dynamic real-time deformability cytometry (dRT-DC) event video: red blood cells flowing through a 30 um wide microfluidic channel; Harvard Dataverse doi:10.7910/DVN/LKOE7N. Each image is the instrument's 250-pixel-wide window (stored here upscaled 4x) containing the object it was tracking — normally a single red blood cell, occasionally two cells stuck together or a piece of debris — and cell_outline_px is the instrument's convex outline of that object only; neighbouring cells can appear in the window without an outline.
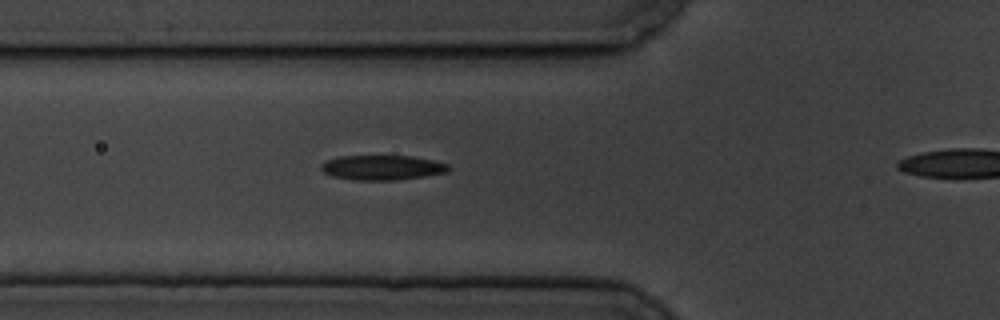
{"species": "common noctule bat (a hibernating species)", "species_latin": "Nyctalus noctula", "temperature_condition": "cold", "stored_images_in_passage": 5, "segment_of_instrument_passage": [1, 2], "camera_frame_rate_fps": 3000, "um_per_image_px": 0.085, "animal": {"sex": "male", "body_mass_g": 19.5, "forearm_length_mm": 54.6}, "frame": {"image": 1, "passage_image": 4, "time_ms": 3.333, "image_size_px": [1000, 320], "cell_outline_px": [[452, 168], [448, 172], [424, 176], [396, 180], [356, 180], [332, 176], [324, 172], [320, 168], [320, 164], [324, 160], [340, 156], [412, 156], [432, 160], [448, 164]], "centroid_in_image_um": [32.48, 14.24], "position_along_channel_um": 93.3, "area_um2": 18.5}}